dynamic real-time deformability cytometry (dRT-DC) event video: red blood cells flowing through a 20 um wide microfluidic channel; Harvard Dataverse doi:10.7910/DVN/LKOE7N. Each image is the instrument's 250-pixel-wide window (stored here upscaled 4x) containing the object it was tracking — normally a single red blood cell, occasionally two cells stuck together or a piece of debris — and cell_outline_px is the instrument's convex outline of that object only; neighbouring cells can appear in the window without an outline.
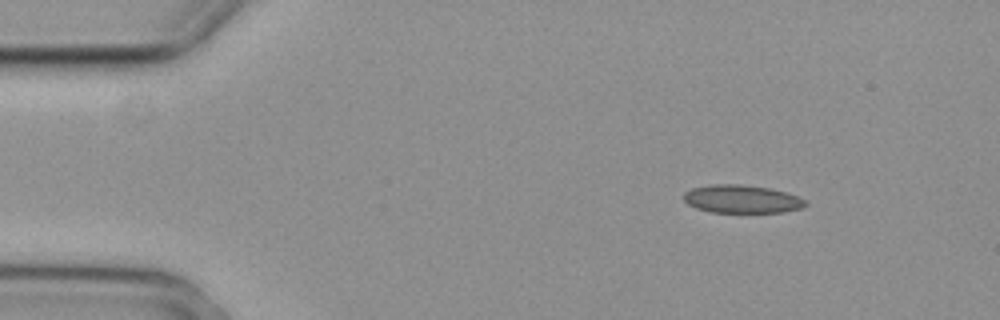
{"species": "common noctule bat (a hibernating species)", "species_latin": "Nyctalus noctula", "temperature_condition": "cold", "stored_images_in_passage": 2, "camera_frame_rate_fps": 3000, "um_per_image_px": 0.085, "animal": {"sex": "female", "body_mass_g": 29.2, "forearm_length_mm": 56.3}, "frame": {"image": 1, "passage_image": 2, "time_ms": 0.333, "image_size_px": [1000, 320], "cell_outline_px": [[808, 204], [804, 208], [784, 212], [712, 212], [696, 208], [688, 204], [684, 200], [684, 192], [692, 188], [712, 184], [740, 184], [768, 188], [788, 192], [804, 200]], "centroid_in_image_um": [63.07, 16.92], "position_along_channel_um": 21.9, "area_um2": 19.94}}